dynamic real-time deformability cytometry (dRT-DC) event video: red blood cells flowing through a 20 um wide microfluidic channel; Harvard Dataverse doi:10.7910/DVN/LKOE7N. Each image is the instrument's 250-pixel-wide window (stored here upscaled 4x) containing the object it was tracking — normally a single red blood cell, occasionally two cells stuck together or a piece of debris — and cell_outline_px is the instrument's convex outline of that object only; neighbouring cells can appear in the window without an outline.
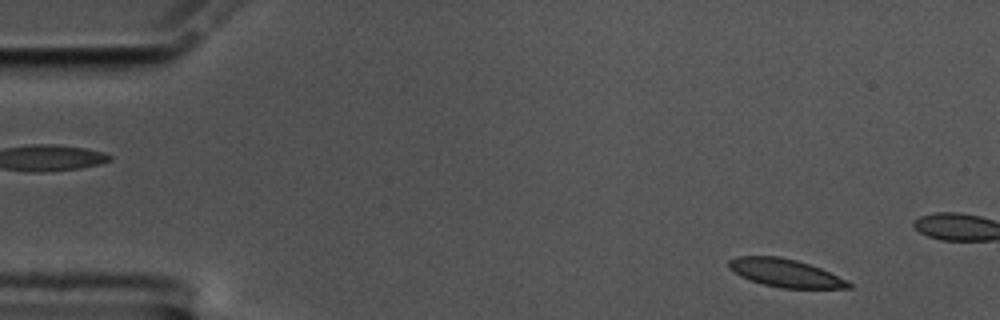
{"species": "common noctule bat (a hibernating species)", "species_latin": "Nyctalus noctula", "temperature_condition": "cold", "stored_images_in_passage": 14, "camera_frame_rate_fps": 3000, "um_per_image_px": 0.085, "animal": {"sex": "male", "body_mass_g": 17.5, "forearm_length_mm": 52.3}, "frame": {"image": 1, "passage_image": 3, "time_ms": 0.667, "image_size_px": [1000, 320], "cell_outline_px": [[852, 288], [780, 288], [764, 284], [740, 276], [728, 268], [728, 260], [736, 256], [776, 256], [796, 260], [820, 268], [852, 284]], "centroid_in_image_um": [66.69, 23.19], "position_along_channel_um": 18.3, "area_um2": 19.25}}